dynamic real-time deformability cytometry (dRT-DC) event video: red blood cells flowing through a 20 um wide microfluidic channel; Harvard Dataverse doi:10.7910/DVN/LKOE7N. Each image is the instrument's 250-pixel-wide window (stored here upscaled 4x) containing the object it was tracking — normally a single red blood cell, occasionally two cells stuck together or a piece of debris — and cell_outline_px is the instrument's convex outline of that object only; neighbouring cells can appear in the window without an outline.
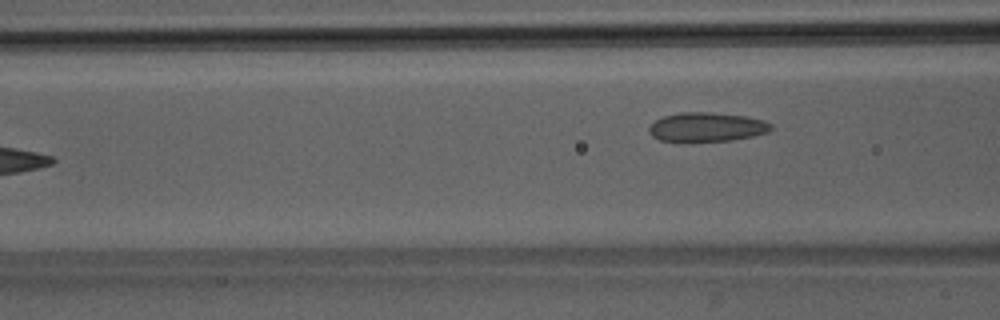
{"species": "Egyptian fruit bat (a non-hibernating species)", "species_latin": "Rousettus aegyptiacus", "temperature_condition": "room temperature", "stored_images_in_passage": 5, "camera_frame_rate_fps": 3000, "um_per_image_px": 0.085, "animal": {"sex": "male"}, "frame": {"image": 1, "passage_image": 5, "time_ms": 4.667, "image_size_px": [1000, 320], "cell_outline_px": [[772, 128], [768, 132], [752, 136], [732, 140], [688, 144], [680, 144], [660, 140], [652, 136], [648, 132], [648, 128], [656, 120], [664, 116], [680, 112], [712, 112], [748, 116], [764, 120], [772, 124]], "centroid_in_image_um": [60.04, 10.84], "position_along_channel_um": 106.6, "area_um2": 21.62}}